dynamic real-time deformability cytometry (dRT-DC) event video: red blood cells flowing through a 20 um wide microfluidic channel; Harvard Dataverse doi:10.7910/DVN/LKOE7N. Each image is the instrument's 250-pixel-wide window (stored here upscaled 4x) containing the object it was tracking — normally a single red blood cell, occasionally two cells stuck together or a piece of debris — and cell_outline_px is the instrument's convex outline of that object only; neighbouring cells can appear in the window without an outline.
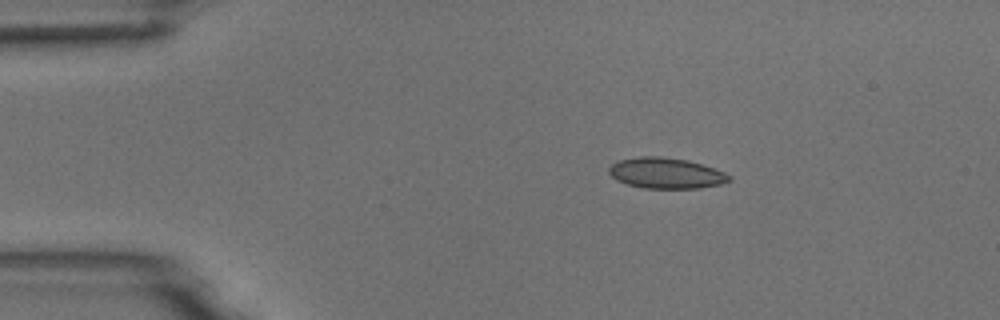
{"species": "common noctule bat (a hibernating species)", "species_latin": "Nyctalus noctula", "temperature_condition": "room temperature", "stored_images_in_passage": 6, "camera_frame_rate_fps": 3000, "um_per_image_px": 0.085, "animal": {"sex": "male", "body_mass_g": 18.8}, "frame": {"image": 1, "passage_image": 3, "time_ms": 2.333, "image_size_px": [1000, 320], "cell_outline_px": [[732, 180], [720, 184], [700, 188], [644, 188], [628, 184], [616, 180], [608, 172], [608, 168], [612, 164], [620, 160], [640, 156], [660, 156], [688, 160], [724, 172], [732, 176]], "centroid_in_image_um": [56.61, 14.72], "position_along_channel_um": 28.4, "area_um2": 21.44}}
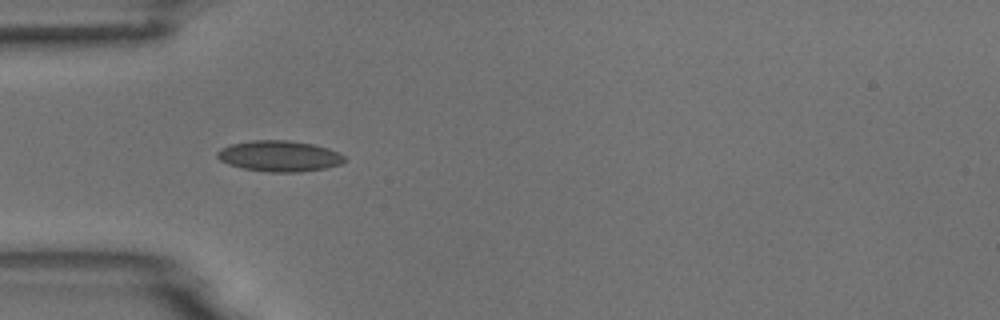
{"frame": {"image": 2, "passage_image": 5, "time_ms": 4.667, "image_size_px": [1000, 320], "cell_outline_px": [[344, 160], [340, 164], [324, 168], [300, 172], [264, 172], [244, 168], [228, 164], [220, 160], [216, 156], [216, 152], [220, 148], [232, 144], [252, 140], [288, 140], [312, 144], [328, 148], [344, 156]], "centroid_in_image_um": [23.7, 13.27], "position_along_channel_um": 61.3, "area_um2": 22.77}}